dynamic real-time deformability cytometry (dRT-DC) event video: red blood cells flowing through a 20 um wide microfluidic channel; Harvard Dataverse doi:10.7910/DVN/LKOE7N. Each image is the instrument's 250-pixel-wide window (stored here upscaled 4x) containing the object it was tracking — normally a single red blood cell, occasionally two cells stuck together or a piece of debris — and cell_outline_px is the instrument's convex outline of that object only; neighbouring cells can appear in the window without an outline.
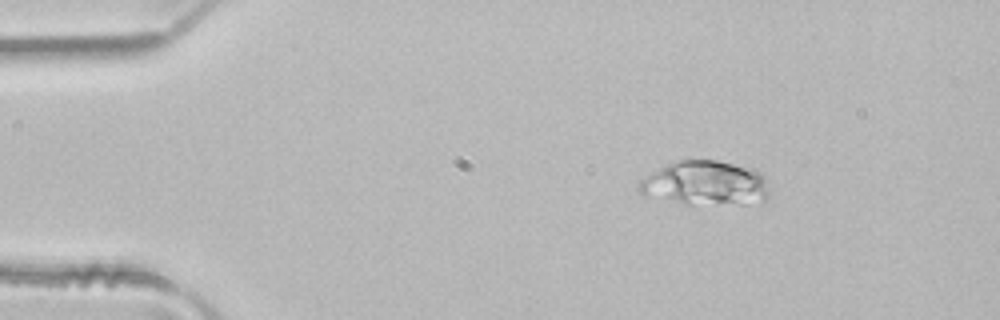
{"species": "common noctule bat (a hibernating species)", "species_latin": "Nyctalus noctula", "temperature_condition": "room temperature", "stored_images_in_passage": 2, "camera_frame_rate_fps": 3000, "um_per_image_px": 0.085, "animal": {"sex": "male", "body_mass_g": 21.5, "forearm_length_mm": 52.0}, "frame": {"image": 1, "passage_image": 1, "time_ms": 0.0, "image_size_px": [1000, 320], "cell_outline_px": [[768, 196], [764, 204], [692, 208], [644, 196], [636, 188], [652, 172], [668, 164], [680, 160], [716, 160], [752, 168], [764, 180], [768, 192]], "centroid_in_image_um": [59.95, 15.69], "position_along_channel_um": 25.0, "area_um2": 35.08}}